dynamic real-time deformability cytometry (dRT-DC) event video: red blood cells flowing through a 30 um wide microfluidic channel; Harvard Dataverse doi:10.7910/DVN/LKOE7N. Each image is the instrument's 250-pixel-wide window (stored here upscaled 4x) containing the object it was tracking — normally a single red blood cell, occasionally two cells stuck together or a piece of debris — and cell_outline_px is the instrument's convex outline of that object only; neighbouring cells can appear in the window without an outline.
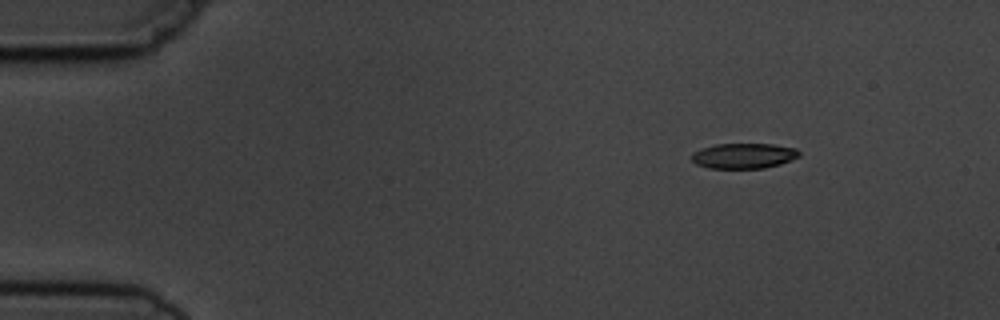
{"species": "common noctule bat (a hibernating species)", "species_latin": "Nyctalus noctula", "temperature_condition": "cold", "stored_images_in_passage": 3, "camera_frame_rate_fps": 3000, "um_per_image_px": 0.085, "animal": {"sex": "male", "body_mass_g": 19.5, "forearm_length_mm": 54.6}, "frame": {"image": 1, "passage_image": 1, "time_ms": 0.0, "image_size_px": [1000, 320], "cell_outline_px": [[800, 156], [780, 164], [764, 168], [708, 168], [696, 164], [692, 160], [692, 152], [700, 148], [716, 144], [772, 144], [796, 148], [800, 152]], "centroid_in_image_um": [63.2, 13.24], "position_along_channel_um": 21.8, "area_um2": 15.9}}
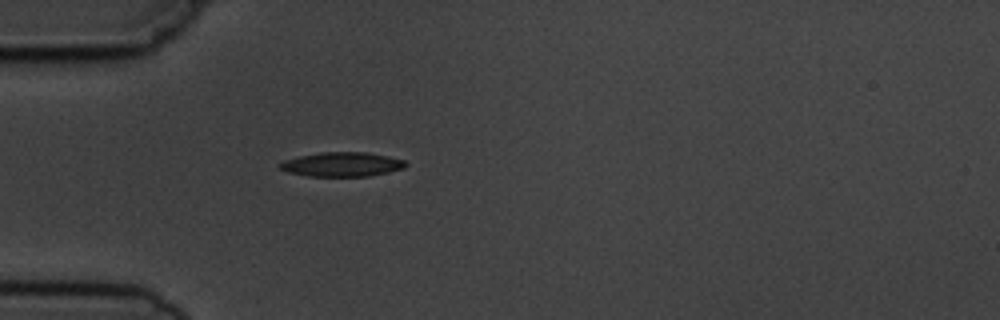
{"frame": {"image": 2, "passage_image": 3, "time_ms": 3.0, "image_size_px": [1000, 320], "cell_outline_px": [[408, 164], [404, 168], [388, 172], [368, 176], [308, 176], [288, 172], [280, 168], [280, 164], [284, 160], [300, 156], [320, 152], [368, 152], [388, 156], [404, 160]], "centroid_in_image_um": [29.1, 13.96], "position_along_channel_um": 55.9, "area_um2": 17.74}}